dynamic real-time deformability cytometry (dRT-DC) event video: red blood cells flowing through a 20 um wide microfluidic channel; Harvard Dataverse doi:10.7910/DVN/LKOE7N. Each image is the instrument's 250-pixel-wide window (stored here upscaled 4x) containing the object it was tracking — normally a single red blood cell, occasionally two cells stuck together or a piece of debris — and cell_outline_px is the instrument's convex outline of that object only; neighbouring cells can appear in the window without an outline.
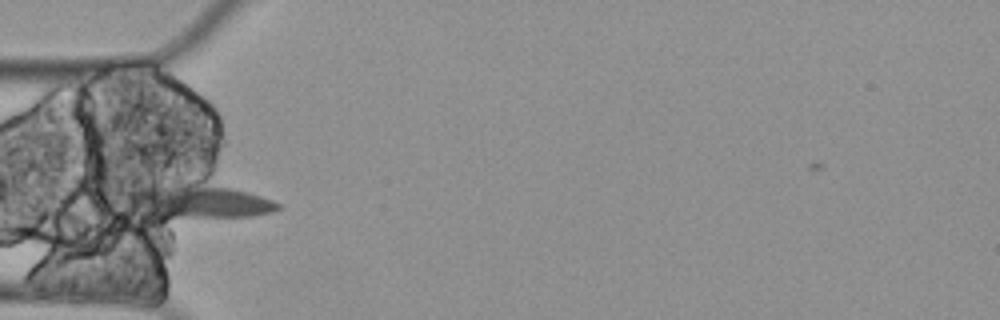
{"species": "Egyptian fruit bat (a non-hibernating species)", "species_latin": "Rousettus aegyptiacus", "temperature_condition": "cold", "stored_images_in_passage": 14, "camera_frame_rate_fps": 3000, "um_per_image_px": 0.085, "animal": {"sex": "female"}, "frame": {"image": 1, "passage_image": 4, "time_ms": 1.0, "image_size_px": [1000, 320], "cell_outline_px": [[280, 208], [272, 212], [252, 216], [168, 216], [136, 212], [124, 200], [124, 196], [128, 188], [188, 180], [192, 180], [228, 188], [260, 196], [272, 200], [280, 204]], "centroid_in_image_um": [16.7, 17.04], "position_along_channel_um": 68.3, "area_um2": 29.88}}
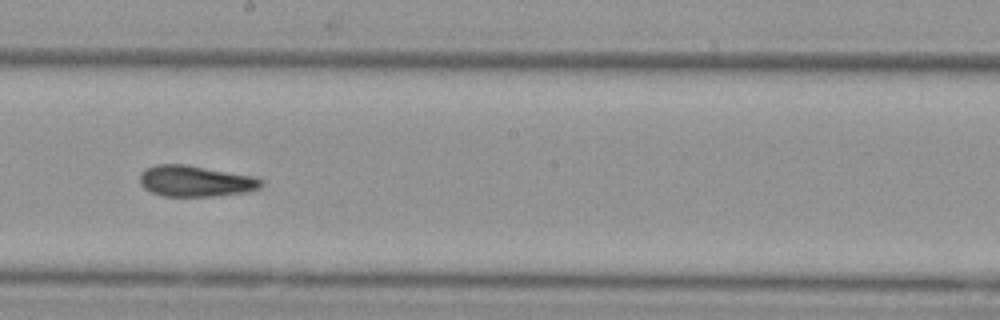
{"frame": {"image": 2, "passage_image": 8, "time_ms": 2.333, "image_size_px": [1000, 320], "cell_outline_px": [[264, 184], [260, 188], [244, 192], [212, 196], [164, 196], [152, 192], [144, 188], [140, 184], [140, 172], [144, 168], [156, 164], [188, 164], [256, 176], [264, 180]], "centroid_in_image_um": [16.63, 15.37], "position_along_channel_um": 231.6, "area_um2": 22.31}}
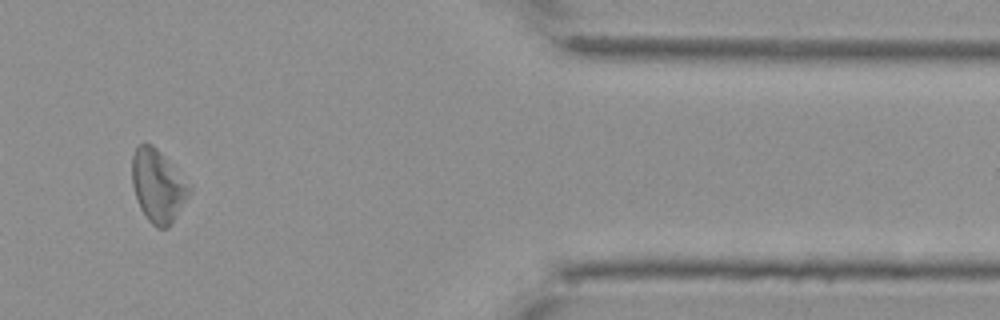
{"frame": {"image": 3, "passage_image": 13, "time_ms": 4.0, "image_size_px": [1000, 320], "cell_outline_px": [[192, 192], [172, 224], [168, 228], [156, 228], [148, 220], [140, 208], [132, 184], [132, 156], [136, 148], [140, 144], [152, 144], [160, 152], [192, 188]], "centroid_in_image_um": [13.43, 15.84], "position_along_channel_um": 398.0, "area_um2": 24.04}}